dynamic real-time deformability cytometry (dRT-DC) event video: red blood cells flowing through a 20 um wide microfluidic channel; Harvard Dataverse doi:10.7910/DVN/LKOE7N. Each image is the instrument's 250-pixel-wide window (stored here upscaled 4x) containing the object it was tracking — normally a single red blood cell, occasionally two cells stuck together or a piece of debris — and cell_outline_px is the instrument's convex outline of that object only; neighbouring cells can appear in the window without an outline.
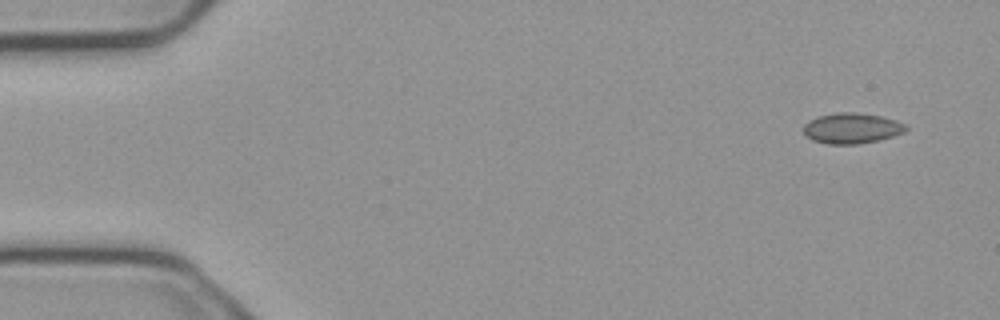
{"species": "common noctule bat (a hibernating species)", "species_latin": "Nyctalus noctula", "temperature_condition": "cold", "stored_images_in_passage": 8, "camera_frame_rate_fps": 3000, "um_per_image_px": 0.085, "animal": {"sex": "male", "body_mass_g": 23.1, "forearm_length_mm": 52.7}, "frame": {"image": 1, "passage_image": 1, "time_ms": 0.0, "image_size_px": [1000, 320], "cell_outline_px": [[908, 128], [904, 132], [892, 136], [876, 140], [856, 144], [828, 144], [812, 140], [804, 132], [804, 124], [820, 116], [836, 112], [856, 112], [880, 116], [896, 120], [904, 124]], "centroid_in_image_um": [72.41, 10.89], "position_along_channel_um": 12.6, "area_um2": 17.92}}
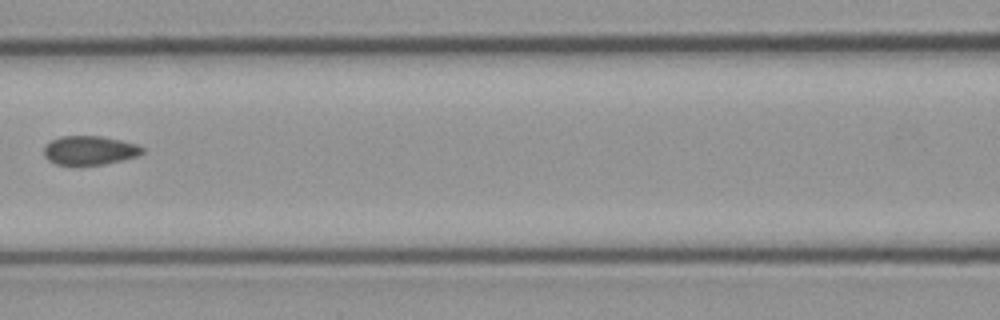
{"frame": {"image": 2, "passage_image": 7, "time_ms": 2.0, "image_size_px": [1000, 320], "cell_outline_px": [[144, 152], [136, 156], [104, 164], [56, 164], [48, 160], [44, 156], [44, 144], [60, 136], [100, 136], [120, 140], [136, 144], [144, 148]], "centroid_in_image_um": [7.58, 12.76], "position_along_channel_um": 159.0, "area_um2": 16.42}}
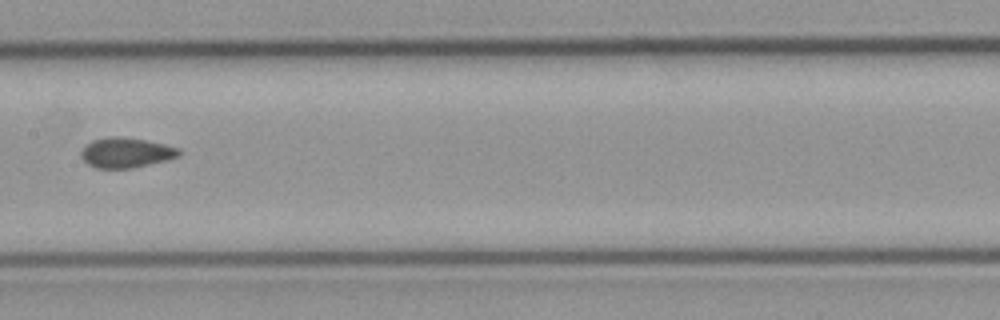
{"frame": {"image": 3, "passage_image": 8, "time_ms": 2.333, "image_size_px": [1000, 320], "cell_outline_px": [[184, 152], [180, 156], [168, 160], [132, 168], [96, 168], [88, 164], [80, 156], [80, 152], [84, 144], [92, 140], [108, 136], [116, 136], [144, 140], [164, 144], [180, 148]], "centroid_in_image_um": [10.72, 12.97], "position_along_channel_um": 196.7, "area_um2": 17.4}}